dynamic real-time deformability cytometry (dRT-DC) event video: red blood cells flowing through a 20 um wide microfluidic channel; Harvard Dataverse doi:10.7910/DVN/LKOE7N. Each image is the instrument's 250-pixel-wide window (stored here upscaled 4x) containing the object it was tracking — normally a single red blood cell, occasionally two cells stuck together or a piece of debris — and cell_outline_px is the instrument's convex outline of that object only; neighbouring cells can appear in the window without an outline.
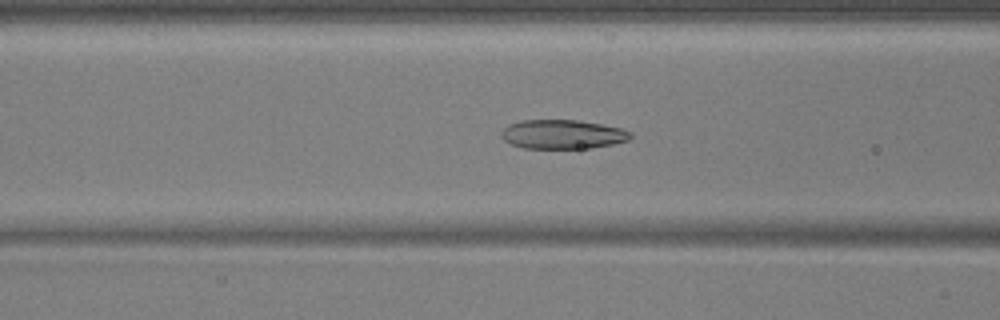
{"species": "common noctule bat (a hibernating species)", "species_latin": "Nyctalus noctula", "temperature_condition": "warm", "stored_images_in_passage": 54, "camera_frame_rate_fps": 3000, "um_per_image_px": 0.085, "animal": {"sex": "male", "body_mass_g": 17.9, "forearm_length_mm": 54.2}, "frame": {"image": 1, "passage_image": 22, "time_ms": 7.0, "image_size_px": [1000, 320], "cell_outline_px": [[632, 136], [628, 140], [612, 144], [592, 148], [524, 148], [512, 144], [504, 140], [500, 136], [500, 132], [508, 124], [520, 120], [576, 120], [600, 124], [620, 128], [632, 132]], "centroid_in_image_um": [47.79, 11.41], "position_along_channel_um": 118.8, "area_um2": 21.91}}
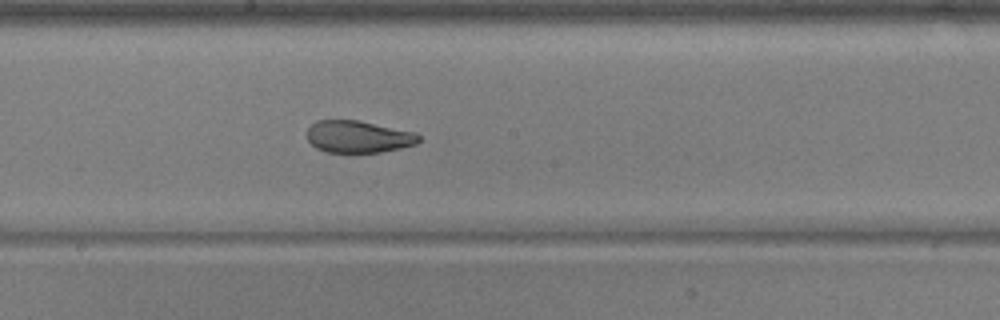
{"frame": {"image": 2, "passage_image": 30, "time_ms": 9.667, "image_size_px": [1000, 320], "cell_outline_px": [[420, 140], [416, 144], [400, 148], [380, 152], [328, 152], [316, 148], [308, 140], [308, 128], [316, 120], [356, 120], [416, 132], [420, 136]], "centroid_in_image_um": [30.46, 11.62], "position_along_channel_um": 217.7, "area_um2": 20.75}}
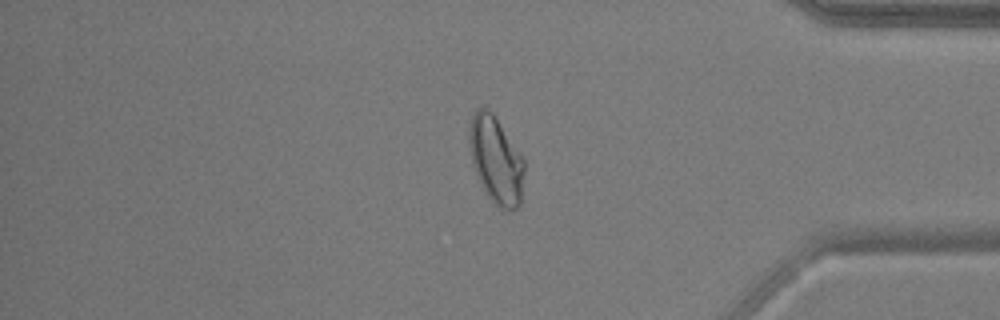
{"frame": {"image": 3, "passage_image": 46, "time_ms": 15.0, "image_size_px": [1000, 320], "cell_outline_px": [[524, 172], [520, 204], [516, 208], [500, 208], [488, 196], [480, 184], [472, 164], [468, 144], [468, 128], [472, 116], [476, 108], [488, 108], [492, 112], [524, 156]], "centroid_in_image_um": [42.14, 13.55], "position_along_channel_um": 393.1, "area_um2": 28.15}, "authors_computed_cell_mechanics": {"area_um2": 24.0737, "velocity_mm_per_s": 3.7114, "shape_relaxation_time_tau1_ms": 5.9128, "shape_relaxation_time_tau2_ms": 1.1187, "deformation_change_tau1": 0.1868, "deformation_change_tau2": 0.0778}}